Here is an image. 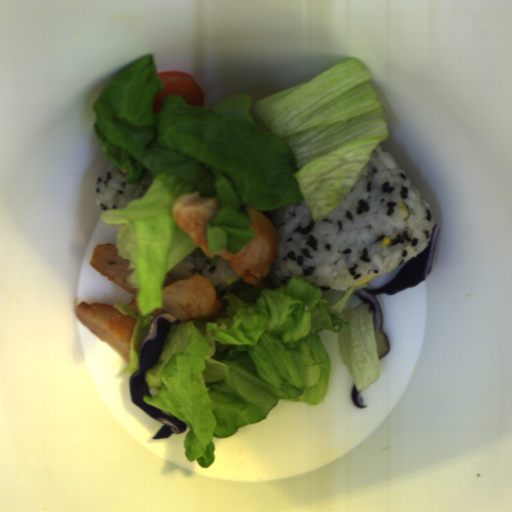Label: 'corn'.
<instances>
[{"label": "corn", "instance_id": "2", "mask_svg": "<svg viewBox=\"0 0 512 512\" xmlns=\"http://www.w3.org/2000/svg\"><path fill=\"white\" fill-rule=\"evenodd\" d=\"M373 279H374V277H373V276H372V277H369V278H365V279H363L362 281H360L359 283H357L356 285L368 283V282H370V281H371V280H373ZM356 285H354V286H356Z\"/></svg>", "mask_w": 512, "mask_h": 512}, {"label": "corn", "instance_id": "1", "mask_svg": "<svg viewBox=\"0 0 512 512\" xmlns=\"http://www.w3.org/2000/svg\"><path fill=\"white\" fill-rule=\"evenodd\" d=\"M389 244H391V239L390 237H384L382 240H381V247L385 248L386 246H388Z\"/></svg>", "mask_w": 512, "mask_h": 512}]
</instances>
